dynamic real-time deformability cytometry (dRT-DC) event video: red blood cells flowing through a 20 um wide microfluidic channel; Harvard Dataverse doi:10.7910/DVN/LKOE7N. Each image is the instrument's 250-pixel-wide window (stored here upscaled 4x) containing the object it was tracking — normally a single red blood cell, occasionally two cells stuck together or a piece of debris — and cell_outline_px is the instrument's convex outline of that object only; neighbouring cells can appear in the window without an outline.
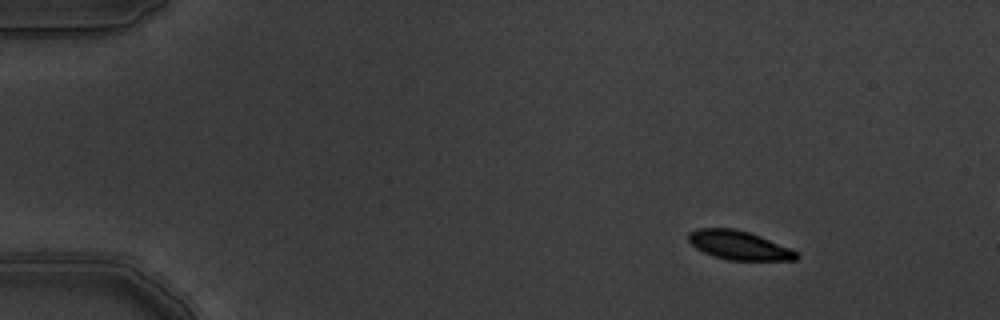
{"species": "common noctule bat (a hibernating species)", "species_latin": "Nyctalus noctula", "temperature_condition": "warm", "stored_images_in_passage": 5, "camera_frame_rate_fps": 3000, "um_per_image_px": 0.085, "animal": {"sex": "male", "body_mass_g": 19.5, "forearm_length_mm": 54.6}, "frame": {"image": 1, "passage_image": 2, "time_ms": 0.333, "image_size_px": [1000, 320], "cell_outline_px": [[800, 256], [796, 260], [728, 260], [712, 256], [696, 248], [688, 240], [688, 232], [696, 228], [736, 228], [760, 236], [788, 248], [796, 252]], "centroid_in_image_um": [62.76, 20.84], "position_along_channel_um": 22.2, "area_um2": 18.09}}
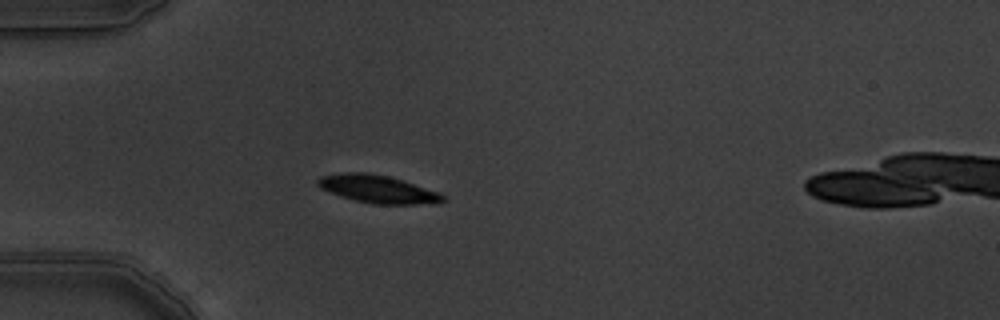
{"frame": {"image": 2, "passage_image": 5, "time_ms": 1.333, "image_size_px": [1000, 320], "cell_outline_px": [[448, 200], [432, 204], [372, 204], [340, 196], [320, 188], [316, 184], [316, 180], [320, 176], [344, 172], [368, 172], [388, 176], [440, 192]], "centroid_in_image_um": [32.11, 16.07], "position_along_channel_um": 52.9, "area_um2": 20.4}}